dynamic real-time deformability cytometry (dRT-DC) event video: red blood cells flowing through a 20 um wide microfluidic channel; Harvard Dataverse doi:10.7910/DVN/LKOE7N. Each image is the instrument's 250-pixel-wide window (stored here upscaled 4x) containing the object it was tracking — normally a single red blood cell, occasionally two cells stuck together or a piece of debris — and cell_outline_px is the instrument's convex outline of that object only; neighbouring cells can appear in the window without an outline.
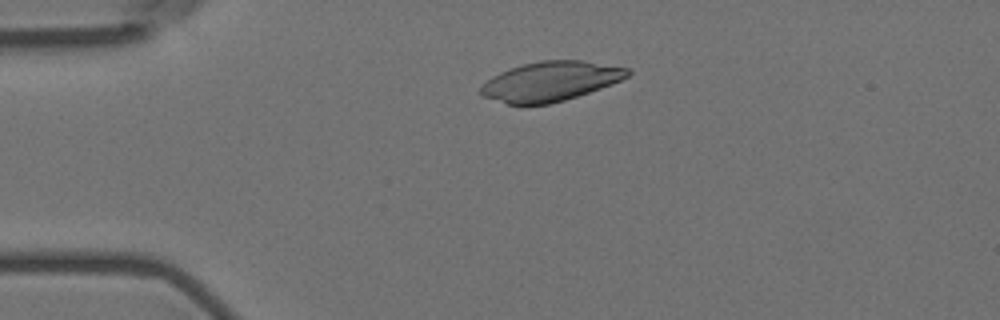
{"species": "Egyptian fruit bat (a non-hibernating species)", "species_latin": "Rousettus aegyptiacus", "temperature_condition": "room temperature", "stored_images_in_passage": 12, "segment_of_instrument_passage": [2, 2], "camera_frame_rate_fps": 3000, "um_per_image_px": 0.085, "animal": {"sex": "female"}, "frame": {"image": 1, "passage_image": 12, "time_ms": 3.667, "image_size_px": [1000, 320], "cell_outline_px": [[632, 72], [628, 76], [612, 84], [564, 100], [548, 104], [508, 104], [484, 96], [480, 92], [480, 88], [492, 76], [500, 72], [524, 64], [540, 60], [584, 60], [628, 68]], "centroid_in_image_um": [46.82, 6.9], "position_along_channel_um": 38.2, "area_um2": 33.41}}